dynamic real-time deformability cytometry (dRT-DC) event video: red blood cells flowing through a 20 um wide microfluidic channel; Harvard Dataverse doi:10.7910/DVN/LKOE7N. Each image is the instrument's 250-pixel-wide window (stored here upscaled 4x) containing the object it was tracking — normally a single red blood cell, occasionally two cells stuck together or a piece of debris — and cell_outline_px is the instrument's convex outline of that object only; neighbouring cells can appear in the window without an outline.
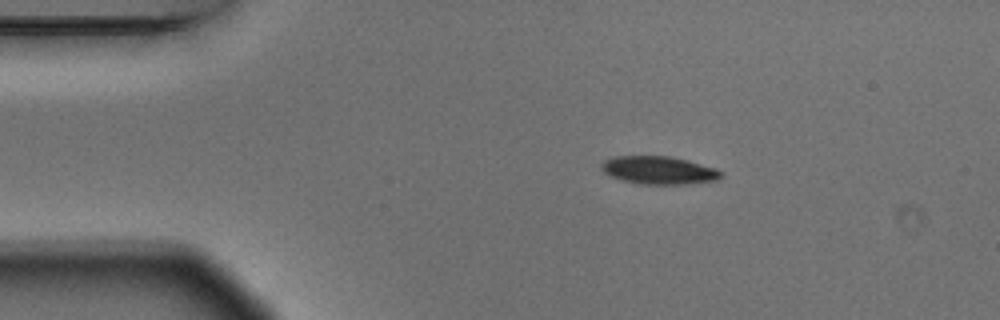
{"species": "Egyptian fruit bat (a non-hibernating species)", "species_latin": "Rousettus aegyptiacus", "temperature_condition": "warm", "stored_images_in_passage": 3, "camera_frame_rate_fps": 3000, "um_per_image_px": 0.085, "animal": {"sex": "male"}, "frame": {"image": 1, "passage_image": 2, "time_ms": 0.333, "image_size_px": [1000, 320], "cell_outline_px": [[724, 176], [716, 180], [684, 184], [640, 184], [624, 180], [612, 176], [604, 172], [600, 168], [600, 164], [604, 160], [612, 156], [672, 156], [688, 160], [716, 168], [724, 172]], "centroid_in_image_um": [56.02, 14.46], "position_along_channel_um": 29.0, "area_um2": 19.59}}